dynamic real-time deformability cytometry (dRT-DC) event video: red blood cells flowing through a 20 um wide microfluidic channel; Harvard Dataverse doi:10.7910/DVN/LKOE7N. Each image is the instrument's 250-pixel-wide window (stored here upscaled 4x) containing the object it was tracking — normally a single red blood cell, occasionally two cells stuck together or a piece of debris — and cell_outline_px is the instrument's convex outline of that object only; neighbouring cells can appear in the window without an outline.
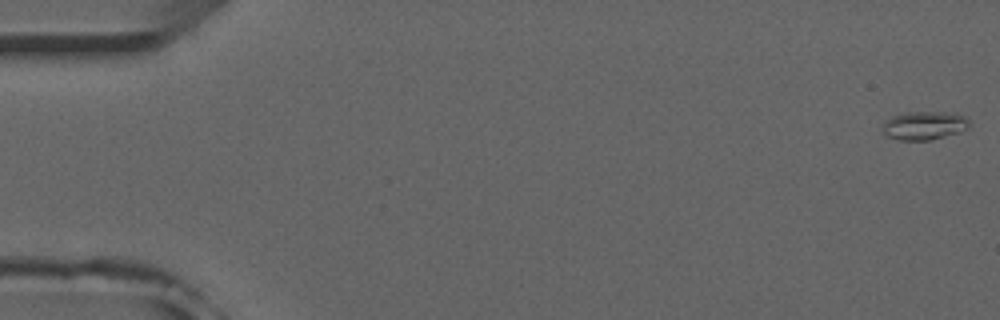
{"species": "common noctule bat (a hibernating species)", "species_latin": "Nyctalus noctula", "temperature_condition": "room temperature", "stored_images_in_passage": 9, "camera_frame_rate_fps": 3000, "um_per_image_px": 0.085, "animal": {"sex": "male", "forearm_length_mm": 52.5}, "frame": {"image": 1, "passage_image": 1, "time_ms": 0.0, "image_size_px": [1000, 320], "cell_outline_px": [[972, 124], [968, 128], [960, 132], [932, 140], [900, 140], [884, 136], [884, 120], [892, 116], [904, 112], [956, 112], [968, 116]], "centroid_in_image_um": [78.63, 10.65], "position_along_channel_um": 6.4, "area_um2": 14.85}}